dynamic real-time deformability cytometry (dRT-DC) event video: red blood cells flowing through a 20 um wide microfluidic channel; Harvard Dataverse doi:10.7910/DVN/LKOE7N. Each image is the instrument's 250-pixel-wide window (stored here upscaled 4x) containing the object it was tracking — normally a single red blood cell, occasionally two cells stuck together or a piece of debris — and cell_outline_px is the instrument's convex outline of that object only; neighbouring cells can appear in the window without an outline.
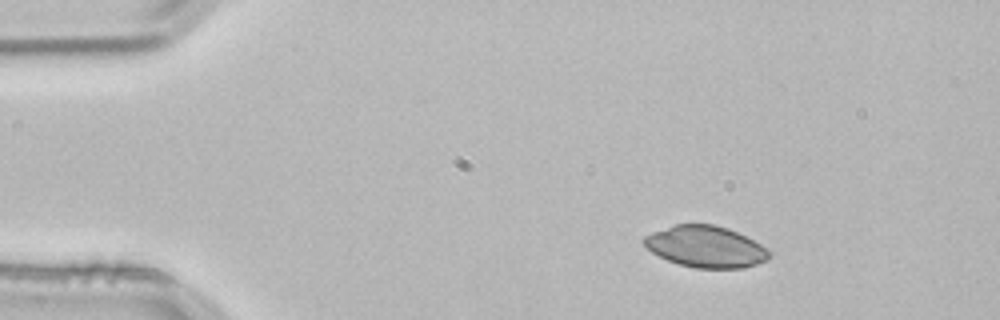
{"species": "common noctule bat (a hibernating species)", "species_latin": "Nyctalus noctula", "temperature_condition": "room temperature", "stored_images_in_passage": 2, "camera_frame_rate_fps": 3000, "um_per_image_px": 0.085, "animal": {"sex": "male", "body_mass_g": 21.5, "forearm_length_mm": 52.0}, "frame": {"image": 1, "passage_image": 1, "time_ms": 0.0, "image_size_px": [1000, 320], "cell_outline_px": [[772, 252], [768, 260], [744, 268], [696, 268], [680, 264], [668, 260], [652, 252], [640, 240], [644, 236], [652, 232], [676, 224], [716, 224], [728, 228], [760, 244]], "centroid_in_image_um": [59.98, 20.96], "position_along_channel_um": 25.0, "area_um2": 30.17}}